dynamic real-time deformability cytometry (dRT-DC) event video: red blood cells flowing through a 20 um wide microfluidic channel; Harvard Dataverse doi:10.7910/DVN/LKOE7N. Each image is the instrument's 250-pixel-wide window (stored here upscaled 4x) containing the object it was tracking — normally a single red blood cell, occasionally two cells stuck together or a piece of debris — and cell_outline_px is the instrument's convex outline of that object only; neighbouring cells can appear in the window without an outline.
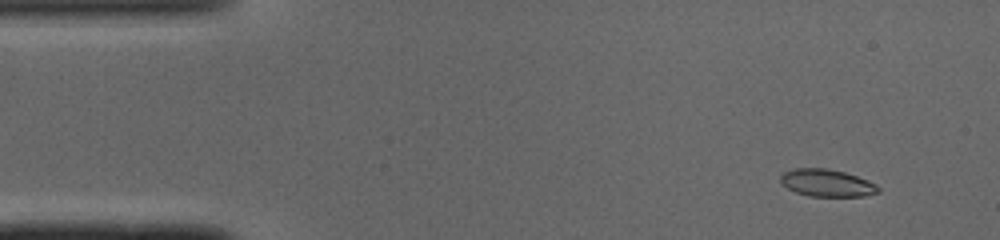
{"species": "common noctule bat (a hibernating species)", "species_latin": "Nyctalus noctula", "temperature_condition": "cold", "stored_images_in_passage": 45, "camera_frame_rate_fps": 3000, "um_per_image_px": 0.085, "animal": {"sex": "male", "body_mass_g": 19.0, "forearm_length_mm": 50.8}, "frame": {"image": 1, "passage_image": 1, "time_ms": 0.0, "image_size_px": [1000, 240], "cell_outline_px": [[880, 192], [864, 196], [808, 196], [796, 192], [780, 184], [780, 176], [784, 172], [792, 168], [828, 168], [844, 172], [868, 180], [876, 184], [880, 188]], "centroid_in_image_um": [70.27, 15.55], "position_along_channel_um": 14.7, "area_um2": 15.66}}
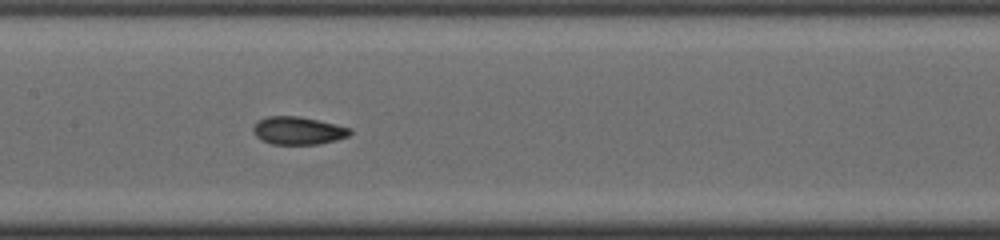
{"frame": {"image": 2, "passage_image": 20, "time_ms": 6.333, "image_size_px": [1000, 240], "cell_outline_px": [[352, 132], [348, 136], [336, 140], [316, 144], [272, 144], [256, 136], [252, 128], [260, 120], [268, 116], [300, 116], [336, 124], [352, 128]], "centroid_in_image_um": [25.38, 11.09], "position_along_channel_um": 182.0, "area_um2": 15.55}}
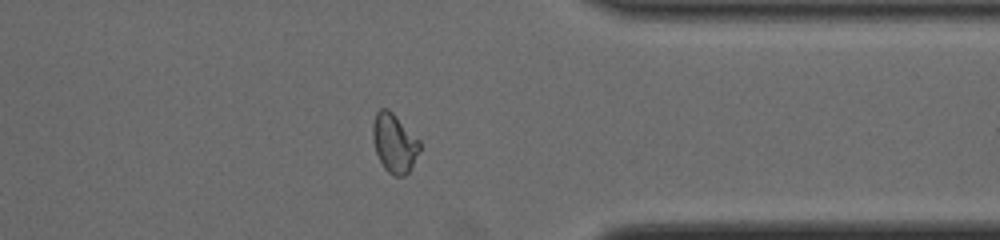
{"frame": {"image": 3, "passage_image": 35, "time_ms": 11.333, "image_size_px": [1000, 240], "cell_outline_px": [[420, 148], [408, 172], [404, 176], [392, 176], [384, 168], [376, 152], [372, 136], [372, 124], [376, 112], [380, 108], [388, 108], [420, 140]], "centroid_in_image_um": [33.49, 12.14], "position_along_channel_um": 377.9, "area_um2": 16.01}, "authors_computed_cell_mechanics": {"area_um2": 15.895, "velocity_mm_per_s": 4.1082, "shape_relaxation_time_tau1_ms": 6.2467, "shape_relaxation_time_tau2_ms": 1.6227, "deformation_change_tau1": 0.1775, "deformation_change_tau2": 0.0614}}